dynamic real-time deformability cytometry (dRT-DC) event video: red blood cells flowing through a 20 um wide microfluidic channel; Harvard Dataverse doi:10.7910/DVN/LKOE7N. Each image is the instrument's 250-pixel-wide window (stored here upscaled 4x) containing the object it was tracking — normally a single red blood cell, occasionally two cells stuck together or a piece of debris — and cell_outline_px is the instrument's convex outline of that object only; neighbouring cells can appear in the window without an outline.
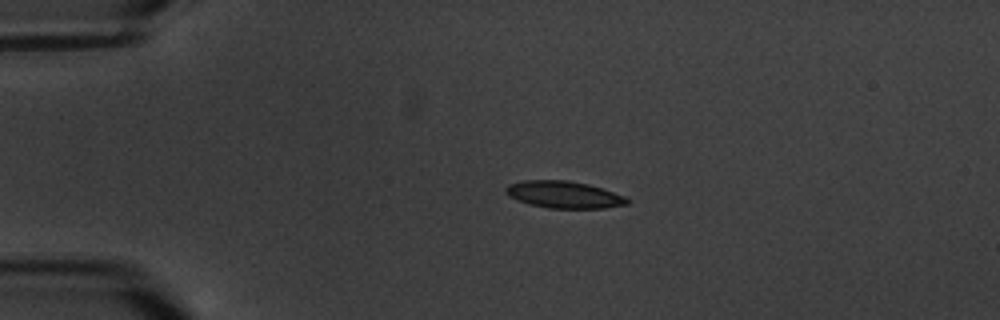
{"species": "common noctule bat (a hibernating species)", "species_latin": "Nyctalus noctula", "temperature_condition": "warm", "stored_images_in_passage": 5, "camera_frame_rate_fps": 3000, "um_per_image_px": 0.085, "animal": {"sex": "male", "body_mass_g": 20.1, "forearm_length_mm": 53.5}, "frame": {"image": 1, "passage_image": 3, "time_ms": 2.333, "image_size_px": [1000, 320], "cell_outline_px": [[628, 204], [604, 208], [548, 208], [528, 204], [508, 196], [504, 192], [504, 188], [508, 184], [524, 180], [568, 180], [588, 184], [624, 196], [628, 200]], "centroid_in_image_um": [47.87, 16.54], "position_along_channel_um": 37.1, "area_um2": 19.07}}
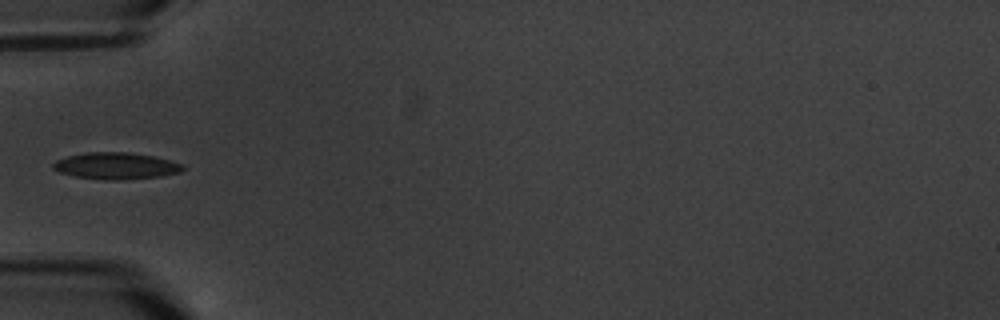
{"frame": {"image": 2, "passage_image": 5, "time_ms": 4.667, "image_size_px": [1000, 320], "cell_outline_px": [[184, 168], [180, 172], [160, 176], [120, 180], [104, 180], [76, 176], [60, 172], [52, 168], [52, 164], [56, 160], [68, 156], [88, 152], [128, 152], [152, 156], [184, 164]], "centroid_in_image_um": [9.85, 14.1], "position_along_channel_um": 75.2, "area_um2": 20.0}}